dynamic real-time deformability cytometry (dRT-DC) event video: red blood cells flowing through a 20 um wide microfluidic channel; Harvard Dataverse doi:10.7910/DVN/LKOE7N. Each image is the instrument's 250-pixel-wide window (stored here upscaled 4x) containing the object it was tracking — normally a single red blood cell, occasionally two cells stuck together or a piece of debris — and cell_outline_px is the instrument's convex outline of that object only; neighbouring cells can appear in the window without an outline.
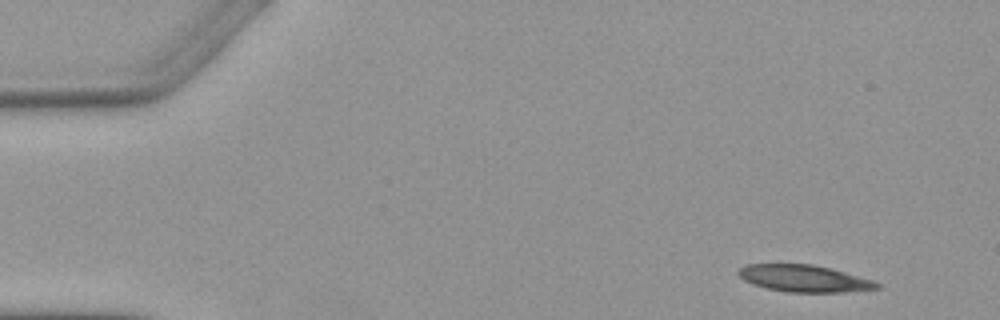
{"species": "Egyptian fruit bat (a non-hibernating species)", "species_latin": "Rousettus aegyptiacus", "temperature_condition": "warm", "stored_images_in_passage": 4, "camera_frame_rate_fps": 3000, "um_per_image_px": 0.085, "animal": {"sex": "female"}, "frame": {"image": 1, "passage_image": 1, "time_ms": 0.0, "image_size_px": [1000, 320], "cell_outline_px": [[880, 288], [844, 292], [788, 292], [768, 288], [752, 284], [744, 280], [736, 272], [740, 268], [748, 264], [812, 264], [844, 272], [872, 280], [880, 284]], "centroid_in_image_um": [68.33, 23.67], "position_along_channel_um": 16.7, "area_um2": 21.44}}
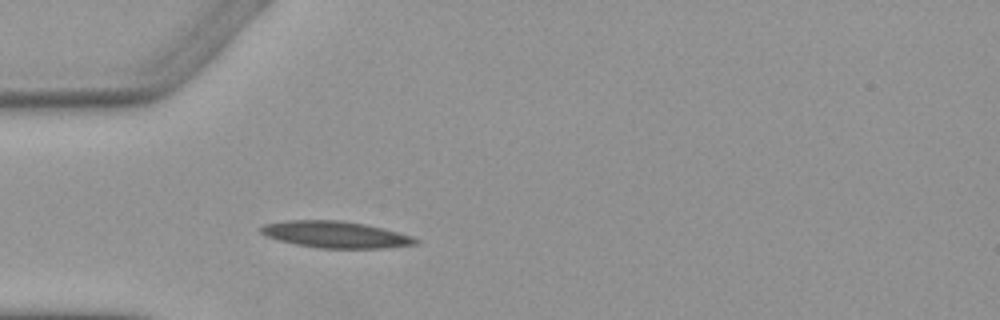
{"frame": {"image": 2, "passage_image": 4, "time_ms": 3.667, "image_size_px": [1000, 320], "cell_outline_px": [[420, 240], [416, 244], [384, 248], [316, 248], [296, 244], [264, 236], [260, 232], [260, 228], [264, 224], [284, 220], [340, 220], [364, 224], [412, 236]], "centroid_in_image_um": [28.47, 19.93], "position_along_channel_um": 56.5, "area_um2": 23.87}}